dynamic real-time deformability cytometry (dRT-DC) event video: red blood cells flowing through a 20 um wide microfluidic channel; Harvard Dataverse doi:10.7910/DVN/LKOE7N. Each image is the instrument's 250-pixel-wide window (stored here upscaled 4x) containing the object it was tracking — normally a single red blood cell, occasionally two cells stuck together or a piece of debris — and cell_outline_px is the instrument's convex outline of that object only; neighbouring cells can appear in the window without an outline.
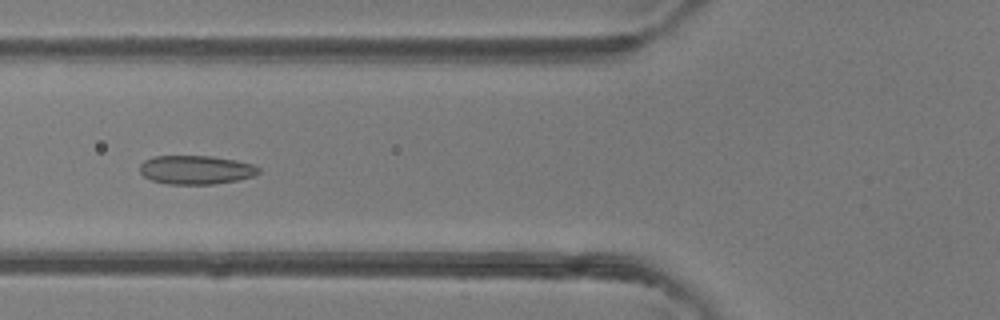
{"species": "common noctule bat (a hibernating species)", "species_latin": "Nyctalus noctula", "temperature_condition": "room temperature", "stored_images_in_passage": 46, "camera_frame_rate_fps": 3000, "um_per_image_px": 0.085, "animal": {"sex": "female"}, "frame": {"image": 1, "passage_image": 18, "time_ms": 5.667, "image_size_px": [1000, 320], "cell_outline_px": [[260, 172], [252, 176], [236, 180], [212, 184], [168, 184], [152, 180], [144, 176], [140, 172], [140, 164], [144, 160], [156, 156], [212, 156], [236, 160], [252, 164], [260, 168]], "centroid_in_image_um": [16.65, 14.43], "position_along_channel_um": 109.2, "area_um2": 19.83}}
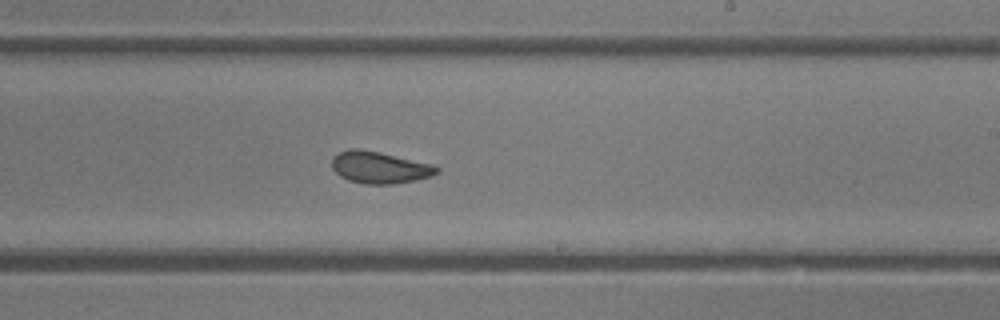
{"frame": {"image": 2, "passage_image": 28, "time_ms": 9.0, "image_size_px": [1000, 320], "cell_outline_px": [[440, 172], [432, 176], [392, 184], [364, 184], [348, 180], [340, 176], [332, 168], [332, 156], [348, 148], [356, 148], [380, 152], [432, 164], [440, 168]], "centroid_in_image_um": [32.25, 14.23], "position_along_channel_um": 256.8, "area_um2": 19.48}}
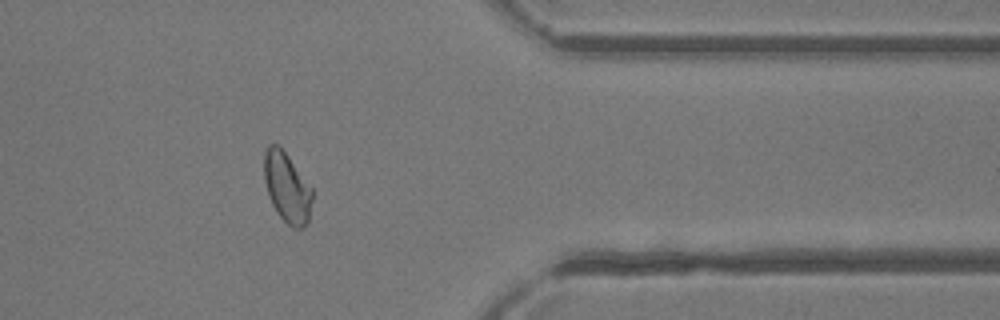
{"frame": {"image": 3, "passage_image": 38, "time_ms": 12.333, "image_size_px": [1000, 320], "cell_outline_px": [[312, 200], [308, 220], [304, 228], [296, 228], [288, 224], [276, 212], [268, 196], [264, 180], [264, 152], [268, 144], [280, 144], [312, 188]], "centroid_in_image_um": [24.37, 15.9], "position_along_channel_um": 387.0, "area_um2": 19.77}, "authors_computed_cell_mechanics": {"area_um2": 20.3456, "velocity_mm_per_s": 4.4309, "shape_relaxation_time_tau1_ms": 5.6345, "shape_relaxation_time_tau2_ms": 1.6323, "deformation_change_tau1": 0.1359, "deformation_change_tau2": 0.0665}}